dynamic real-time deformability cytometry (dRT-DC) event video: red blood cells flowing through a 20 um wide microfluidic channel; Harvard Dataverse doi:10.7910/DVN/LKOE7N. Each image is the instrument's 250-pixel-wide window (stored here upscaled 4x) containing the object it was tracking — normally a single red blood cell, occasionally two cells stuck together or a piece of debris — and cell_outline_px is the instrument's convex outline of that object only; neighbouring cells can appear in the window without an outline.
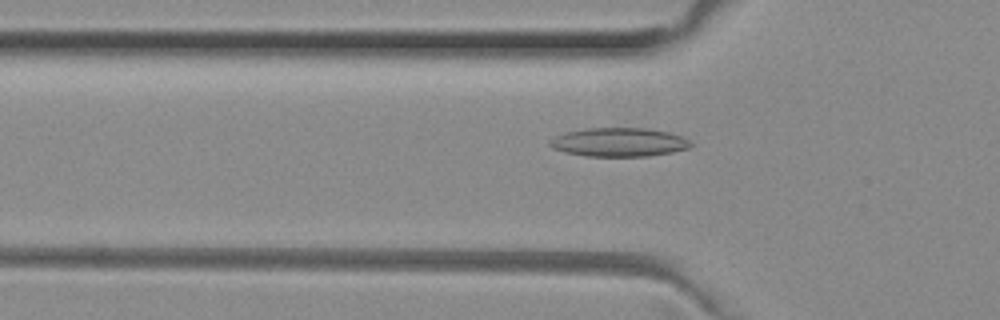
{"species": "common noctule bat (a hibernating species)", "species_latin": "Nyctalus noctula", "temperature_condition": "room temperature", "stored_images_in_passage": 38, "camera_frame_rate_fps": 3000, "um_per_image_px": 0.085, "animal": {"sex": "female", "body_mass_g": 29.2, "forearm_length_mm": 56.3}, "frame": {"image": 1, "passage_image": 3, "time_ms": 0.667, "image_size_px": [1000, 320], "cell_outline_px": [[692, 144], [688, 148], [672, 152], [648, 156], [588, 156], [564, 152], [552, 148], [548, 144], [548, 140], [556, 136], [568, 132], [584, 128], [648, 128], [668, 132], [680, 136], [688, 140]], "centroid_in_image_um": [52.58, 12.08], "position_along_channel_um": 73.2, "area_um2": 23.52}}
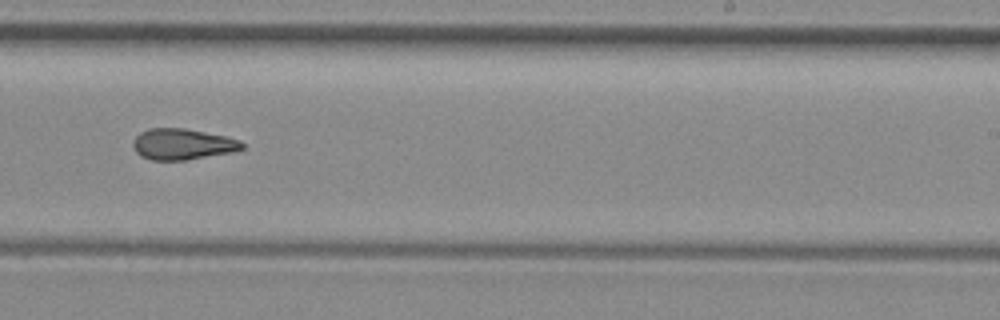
{"frame": {"image": 2, "passage_image": 18, "time_ms": 5.667, "image_size_px": [1000, 320], "cell_outline_px": [[244, 148], [232, 152], [188, 160], [152, 160], [140, 156], [136, 152], [132, 144], [132, 140], [140, 132], [148, 128], [184, 128], [224, 136], [240, 140], [244, 144]], "centroid_in_image_um": [15.48, 12.26], "position_along_channel_um": 273.5, "area_um2": 19.77}}
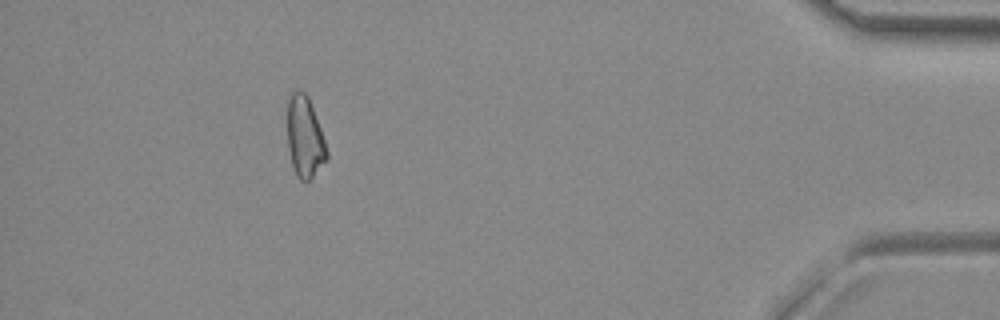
{"frame": {"image": 3, "passage_image": 33, "time_ms": 10.667, "image_size_px": [1000, 320], "cell_outline_px": [[328, 160], [308, 180], [300, 180], [296, 176], [292, 168], [288, 148], [288, 100], [292, 92], [296, 88], [300, 88], [308, 96], [320, 128], [328, 152]], "centroid_in_image_um": [25.9, 11.65], "position_along_channel_um": 409.3, "area_um2": 18.61}}